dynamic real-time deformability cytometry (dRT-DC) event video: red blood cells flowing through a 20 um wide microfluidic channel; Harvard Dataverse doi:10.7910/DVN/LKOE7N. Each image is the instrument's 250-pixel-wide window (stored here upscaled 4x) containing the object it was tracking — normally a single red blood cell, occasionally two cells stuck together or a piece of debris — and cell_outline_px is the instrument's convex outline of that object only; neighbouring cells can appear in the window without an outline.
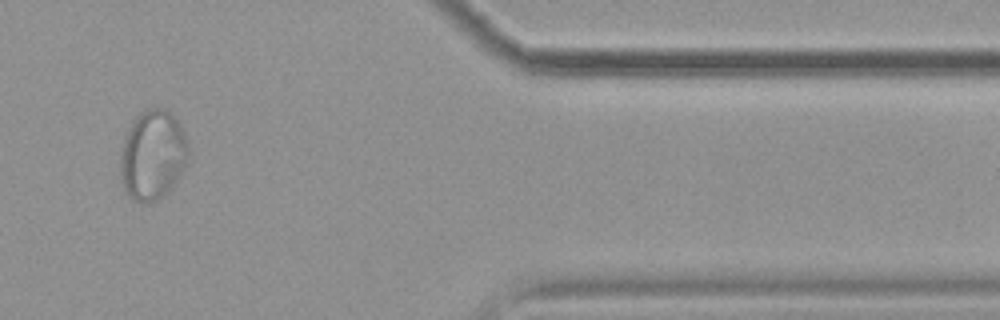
{"species": "common noctule bat (a hibernating species)", "species_latin": "Nyctalus noctula", "temperature_condition": "cold", "stored_images_in_passage": 15, "segment_of_instrument_passage": [2, 2], "camera_frame_rate_fps": 3000, "um_per_image_px": 0.085, "animal": {"sex": "female", "body_mass_g": 19.9}, "frame": {"image": 1, "passage_image": 13, "time_ms": 16.0, "image_size_px": [1000, 320], "cell_outline_px": [[188, 160], [180, 176], [168, 192], [164, 196], [152, 204], [144, 204], [132, 200], [120, 188], [120, 148], [128, 128], [132, 120], [140, 112], [152, 108], [164, 108], [176, 116], [180, 124], [188, 148]], "centroid_in_image_um": [12.94, 13.23], "position_along_channel_um": 398.5, "area_um2": 36.53}}